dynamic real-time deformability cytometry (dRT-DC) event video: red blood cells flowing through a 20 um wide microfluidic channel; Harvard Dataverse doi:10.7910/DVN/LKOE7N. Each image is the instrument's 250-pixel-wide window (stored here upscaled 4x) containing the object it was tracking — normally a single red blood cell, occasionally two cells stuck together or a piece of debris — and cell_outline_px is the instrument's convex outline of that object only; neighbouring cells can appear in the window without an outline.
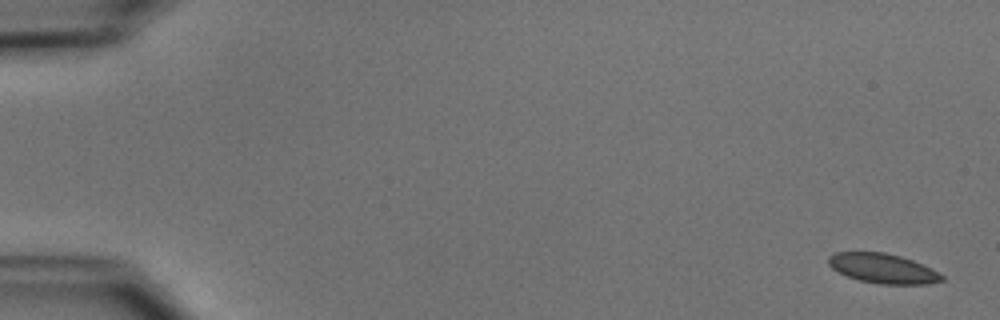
{"species": "common noctule bat (a hibernating species)", "species_latin": "Nyctalus noctula", "temperature_condition": "cold", "stored_images_in_passage": 51, "camera_frame_rate_fps": 3000, "um_per_image_px": 0.085, "animal": {"sex": "male", "body_mass_g": 15.6}, "frame": {"image": 1, "passage_image": 1, "time_ms": 0.0, "image_size_px": [1000, 320], "cell_outline_px": [[944, 280], [928, 284], [880, 284], [860, 280], [848, 276], [832, 268], [828, 264], [828, 256], [836, 252], [884, 252], [900, 256], [924, 264], [932, 268], [944, 276]], "centroid_in_image_um": [75.07, 22.81], "position_along_channel_um": 9.9, "area_um2": 19.59}}
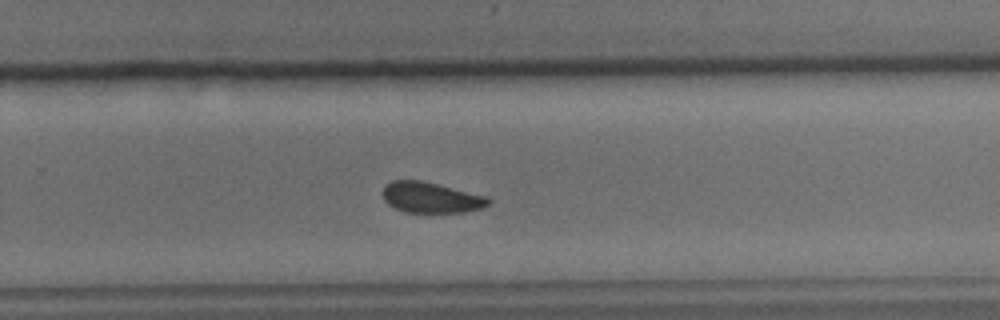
{"frame": {"image": 2, "passage_image": 34, "time_ms": 11.0, "image_size_px": [1000, 320], "cell_outline_px": [[492, 200], [484, 208], [464, 212], [404, 212], [388, 204], [384, 200], [384, 188], [392, 180], [420, 180], [488, 196]], "centroid_in_image_um": [36.68, 16.79], "position_along_channel_um": 293.1, "area_um2": 18.79}}
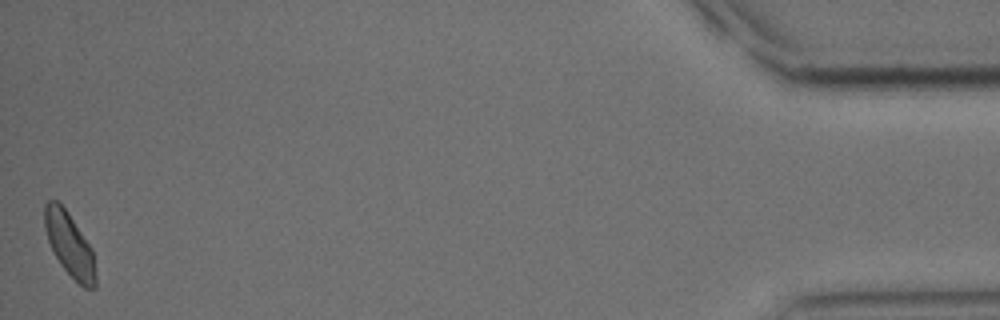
{"frame": {"image": 3, "passage_image": 51, "time_ms": 16.667, "image_size_px": [1000, 320], "cell_outline_px": [[96, 288], [84, 288], [60, 264], [48, 240], [44, 228], [44, 204], [48, 200], [56, 200], [68, 212], [92, 248], [96, 276]], "centroid_in_image_um": [5.91, 20.77], "position_along_channel_um": 429.3, "area_um2": 18.73}, "authors_computed_cell_mechanics": {"area_um2": 19.8254, "velocity_mm_per_s": 3.9055, "shape_relaxation_time_tau1_ms": 2.5207, "shape_relaxation_time_tau2_ms": 2.5276, "deformation_change_tau1": 0.0585, "deformation_change_tau2": 0.0548}}